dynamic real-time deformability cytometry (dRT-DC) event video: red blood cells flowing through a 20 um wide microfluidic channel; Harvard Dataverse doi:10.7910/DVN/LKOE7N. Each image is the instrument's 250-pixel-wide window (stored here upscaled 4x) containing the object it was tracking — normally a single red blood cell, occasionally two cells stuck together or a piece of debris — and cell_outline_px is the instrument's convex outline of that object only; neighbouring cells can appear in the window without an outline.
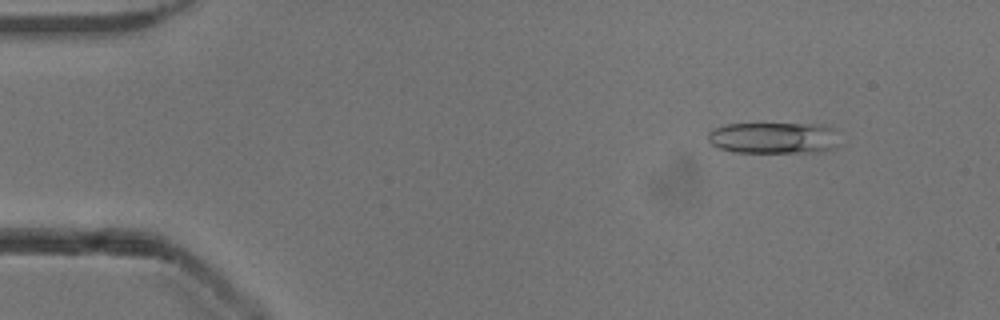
{"species": "common noctule bat (a hibernating species)", "species_latin": "Nyctalus noctula", "temperature_condition": "cold", "stored_images_in_passage": 51, "camera_frame_rate_fps": 3000, "um_per_image_px": 0.085, "animal": {"sex": "male", "body_mass_g": 13.3}, "frame": {"image": 1, "passage_image": 4, "time_ms": 1.0, "image_size_px": [1000, 320], "cell_outline_px": [[844, 144], [836, 148], [820, 152], [736, 152], [716, 148], [708, 140], [708, 132], [712, 128], [728, 124], [824, 124], [836, 128]], "centroid_in_image_um": [65.89, 11.72], "position_along_channel_um": 19.1, "area_um2": 24.91}}
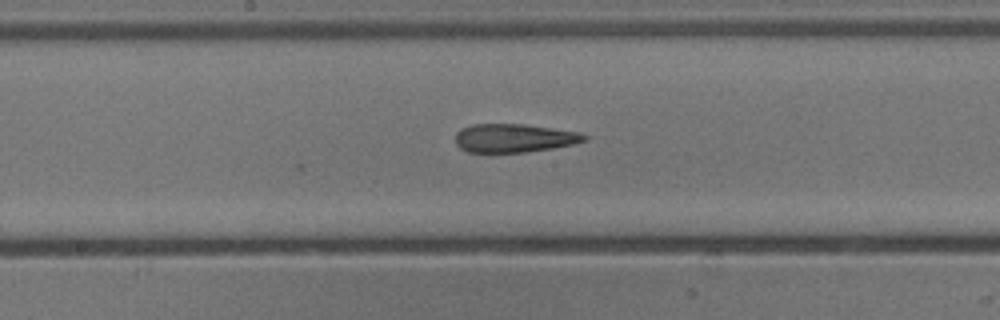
{"frame": {"image": 2, "passage_image": 25, "time_ms": 8.0, "image_size_px": [1000, 320], "cell_outline_px": [[588, 140], [576, 144], [552, 148], [524, 152], [468, 152], [460, 148], [456, 144], [456, 132], [460, 128], [472, 124], [520, 124], [552, 128], [580, 132], [588, 136]], "centroid_in_image_um": [43.71, 11.73], "position_along_channel_um": 204.5, "area_um2": 21.5}}
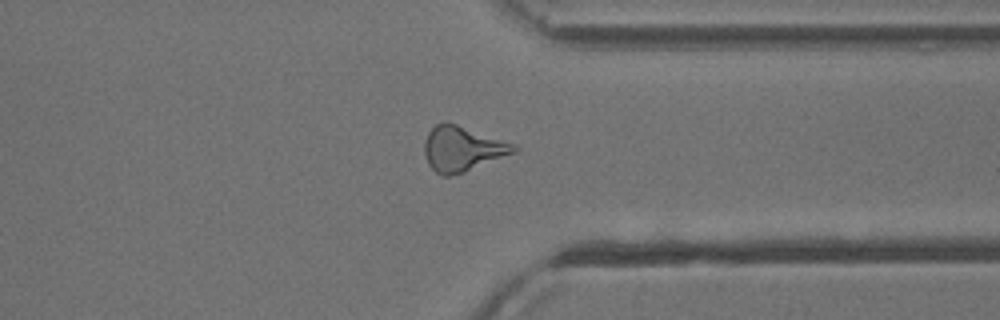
{"frame": {"image": 3, "passage_image": 38, "time_ms": 12.333, "image_size_px": [1000, 320], "cell_outline_px": [[520, 148], [516, 152], [464, 172], [448, 176], [440, 176], [428, 164], [424, 152], [424, 140], [428, 132], [436, 124], [444, 120], [516, 144]], "centroid_in_image_um": [39.29, 12.64], "position_along_channel_um": 372.1, "area_um2": 23.52}, "authors_computed_cell_mechanics": {"area_um2": 22.831, "velocity_mm_per_s": 3.937, "shape_relaxation_time_tau1_ms": null, "shape_relaxation_time_tau2_ms": 4.2831, "deformation_change_tau1": null, "deformation_change_tau2": 0.1816}}